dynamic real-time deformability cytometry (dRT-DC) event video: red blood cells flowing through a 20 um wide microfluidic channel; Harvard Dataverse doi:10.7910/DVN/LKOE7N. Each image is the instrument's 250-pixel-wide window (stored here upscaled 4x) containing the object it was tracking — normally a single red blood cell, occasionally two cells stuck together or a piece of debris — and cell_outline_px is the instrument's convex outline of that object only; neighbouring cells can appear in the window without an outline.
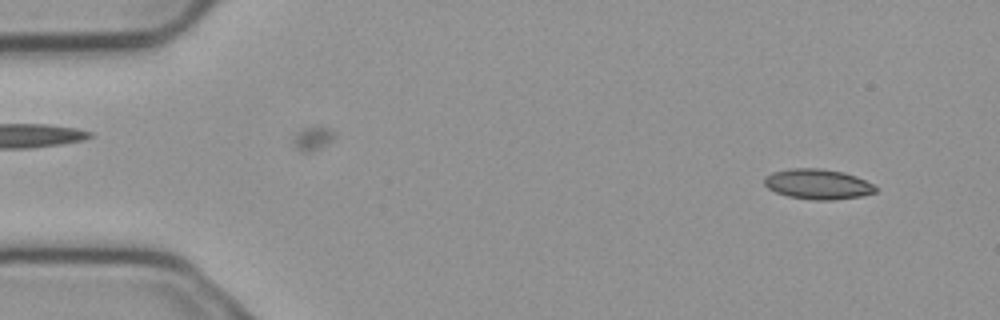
{"species": "common noctule bat (a hibernating species)", "species_latin": "Nyctalus noctula", "temperature_condition": "cold", "stored_images_in_passage": 3, "camera_frame_rate_fps": 3000, "um_per_image_px": 0.085, "animal": {"sex": "male", "body_mass_g": 23.1, "forearm_length_mm": 52.7}, "frame": {"image": 1, "passage_image": 1, "time_ms": 0.0, "image_size_px": [1000, 320], "cell_outline_px": [[876, 192], [860, 196], [832, 200], [812, 200], [788, 196], [776, 192], [768, 188], [764, 184], [764, 176], [772, 172], [788, 168], [820, 168], [844, 172], [856, 176], [872, 184], [876, 188]], "centroid_in_image_um": [69.47, 15.64], "position_along_channel_um": 15.5, "area_um2": 19.59}}
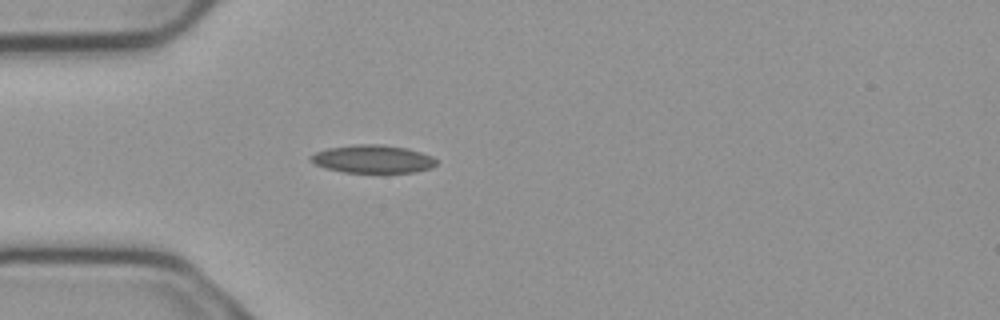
{"frame": {"image": 2, "passage_image": 3, "time_ms": 0.667, "image_size_px": [1000, 320], "cell_outline_px": [[436, 164], [432, 168], [416, 172], [344, 172], [328, 168], [316, 164], [308, 160], [308, 156], [316, 152], [328, 148], [356, 144], [380, 144], [408, 148], [432, 156], [436, 160]], "centroid_in_image_um": [31.69, 13.51], "position_along_channel_um": 53.3, "area_um2": 20.46}}